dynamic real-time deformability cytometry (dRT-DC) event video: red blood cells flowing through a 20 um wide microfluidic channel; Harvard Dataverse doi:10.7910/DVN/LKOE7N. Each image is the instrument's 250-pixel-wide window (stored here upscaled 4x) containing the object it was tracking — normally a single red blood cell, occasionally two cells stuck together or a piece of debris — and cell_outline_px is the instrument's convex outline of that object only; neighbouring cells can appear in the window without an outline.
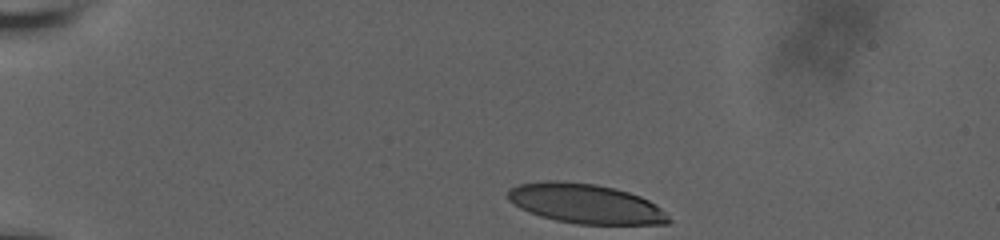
{"species": "human", "species_latin": "Homo sapiens", "temperature_condition": "room temperature", "stored_images_in_passage": 39, "camera_frame_rate_fps": 3000, "um_per_image_px": 0.085, "donor": {"sex": "male"}, "frame": {"image": 1, "passage_image": 1, "time_ms": 0.0, "image_size_px": [1000, 240], "cell_outline_px": [[672, 220], [668, 224], [576, 224], [556, 220], [540, 216], [528, 212], [520, 208], [508, 200], [508, 188], [520, 184], [544, 180], [560, 180], [596, 184], [616, 188], [640, 196], [648, 200], [660, 208]], "centroid_in_image_um": [49.74, 17.3], "position_along_channel_um": 35.3, "area_um2": 37.28}}
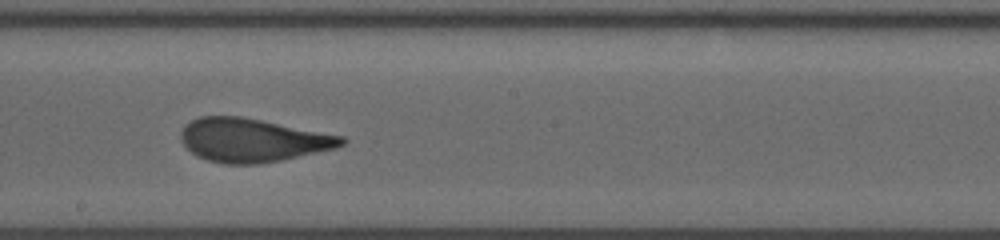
{"frame": {"image": 2, "passage_image": 23, "time_ms": 7.333, "image_size_px": [1000, 240], "cell_outline_px": [[348, 140], [344, 144], [336, 148], [280, 160], [256, 164], [224, 164], [208, 160], [196, 156], [184, 144], [180, 136], [180, 132], [184, 124], [200, 116], [240, 116], [344, 136]], "centroid_in_image_um": [21.45, 11.91], "position_along_channel_um": 226.7, "area_um2": 40.58}}
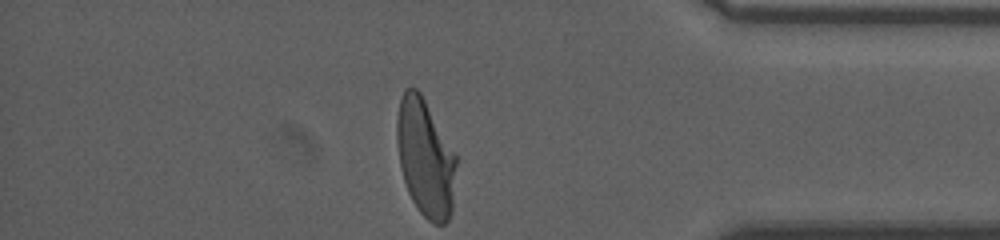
{"frame": {"image": 3, "passage_image": 39, "time_ms": 12.667, "image_size_px": [1000, 240], "cell_outline_px": [[456, 164], [452, 212], [448, 220], [444, 224], [432, 224], [416, 208], [408, 192], [404, 180], [400, 164], [396, 140], [396, 120], [400, 100], [404, 88], [416, 88], [420, 92], [456, 156]], "centroid_in_image_um": [36.14, 13.45], "position_along_channel_um": 399.1, "area_um2": 40.4}, "authors_computed_cell_mechanics": {"area_um2": 40.749, "velocity_mm_per_s": 3.6413, "shape_relaxation_time_tau1_ms": 8.3141, "shape_relaxation_time_tau2_ms": 0.9106, "deformation_change_tau1": 0.264, "deformation_change_tau2": 0.0811}}